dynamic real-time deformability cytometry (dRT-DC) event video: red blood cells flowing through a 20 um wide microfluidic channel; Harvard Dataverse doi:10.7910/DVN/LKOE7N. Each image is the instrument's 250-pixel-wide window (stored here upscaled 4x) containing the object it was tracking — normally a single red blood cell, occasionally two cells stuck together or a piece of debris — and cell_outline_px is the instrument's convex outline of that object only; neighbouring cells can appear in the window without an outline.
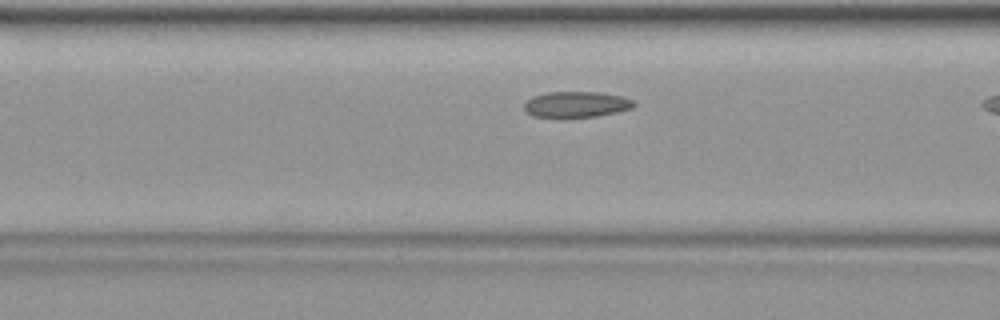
{"species": "common noctule bat (a hibernating species)", "species_latin": "Nyctalus noctula", "temperature_condition": "warm", "stored_images_in_passage": 8, "camera_frame_rate_fps": 3000, "um_per_image_px": 0.085, "animal": {"sex": "female", "body_mass_g": 19.9}, "frame": {"image": 1, "passage_image": 7, "time_ms": 2.0, "image_size_px": [1000, 320], "cell_outline_px": [[636, 104], [632, 108], [616, 112], [596, 116], [532, 116], [524, 108], [524, 104], [532, 96], [548, 92], [600, 92], [620, 96], [632, 100]], "centroid_in_image_um": [48.99, 8.85], "position_along_channel_um": 117.6, "area_um2": 16.13}}